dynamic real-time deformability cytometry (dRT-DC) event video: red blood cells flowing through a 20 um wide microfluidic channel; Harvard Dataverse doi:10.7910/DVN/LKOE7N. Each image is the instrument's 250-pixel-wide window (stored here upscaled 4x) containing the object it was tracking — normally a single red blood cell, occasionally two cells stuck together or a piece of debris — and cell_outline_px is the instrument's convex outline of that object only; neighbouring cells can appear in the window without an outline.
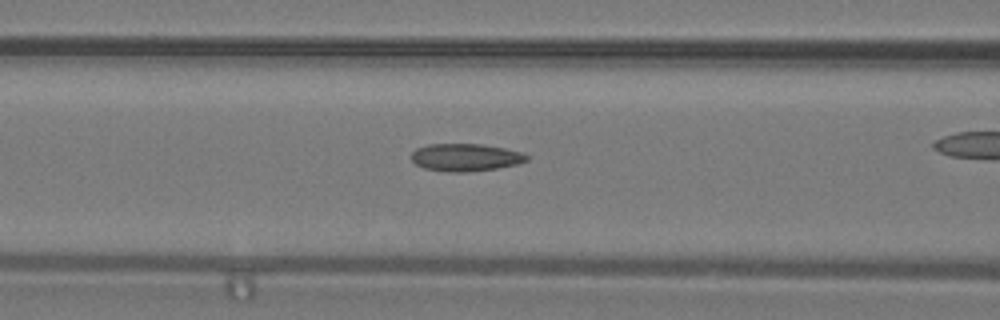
{"species": "common noctule bat (a hibernating species)", "species_latin": "Nyctalus noctula", "temperature_condition": "warm", "stored_images_in_passage": 24, "camera_frame_rate_fps": 3000, "um_per_image_px": 0.085, "animal": {"sex": "male", "body_mass_g": 19.2, "forearm_length_mm": 51.8}, "frame": {"image": 1, "passage_image": 6, "time_ms": 1.667, "image_size_px": [1000, 320], "cell_outline_px": [[528, 160], [516, 164], [496, 168], [468, 172], [452, 172], [424, 168], [416, 164], [412, 160], [412, 152], [416, 148], [428, 144], [480, 144], [504, 148], [524, 152], [528, 156]], "centroid_in_image_um": [39.57, 13.37], "position_along_channel_um": 127.0, "area_um2": 18.44}}
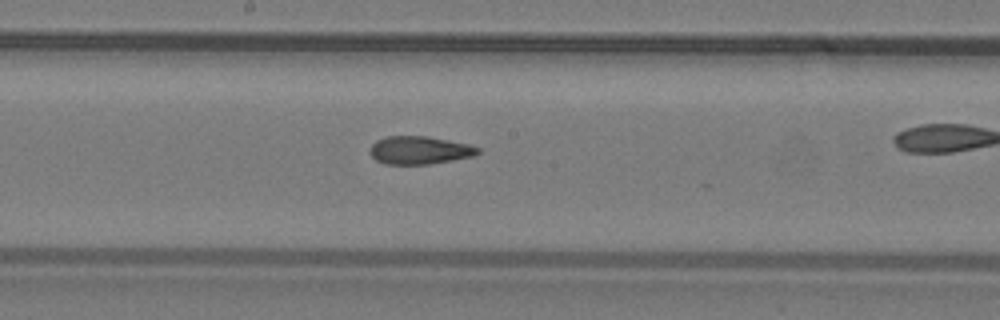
{"frame": {"image": 2, "passage_image": 12, "time_ms": 3.667, "image_size_px": [1000, 320], "cell_outline_px": [[480, 152], [472, 156], [452, 160], [428, 164], [384, 164], [376, 160], [368, 152], [368, 148], [376, 140], [384, 136], [428, 136], [468, 144], [480, 148]], "centroid_in_image_um": [35.6, 12.76], "position_along_channel_um": 212.6, "area_um2": 17.69}}
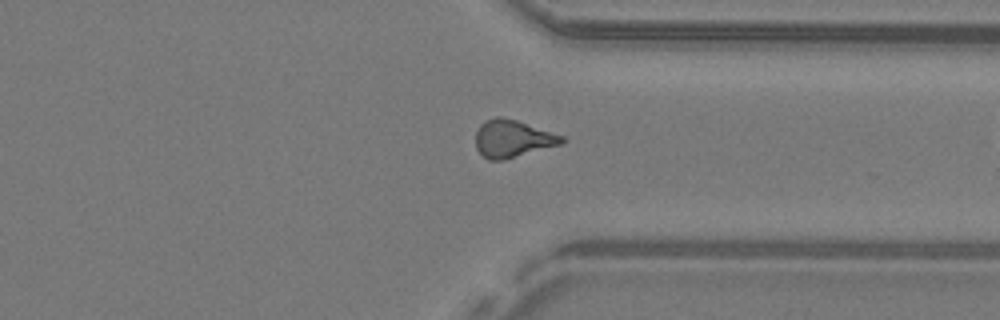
{"frame": {"image": 3, "passage_image": 23, "time_ms": 7.333, "image_size_px": [1000, 320], "cell_outline_px": [[568, 140], [560, 144], [504, 160], [488, 160], [476, 148], [476, 132], [480, 124], [484, 120], [496, 116], [500, 116], [516, 120], [564, 136]], "centroid_in_image_um": [43.56, 11.78], "position_along_channel_um": 367.8, "area_um2": 18.73}}